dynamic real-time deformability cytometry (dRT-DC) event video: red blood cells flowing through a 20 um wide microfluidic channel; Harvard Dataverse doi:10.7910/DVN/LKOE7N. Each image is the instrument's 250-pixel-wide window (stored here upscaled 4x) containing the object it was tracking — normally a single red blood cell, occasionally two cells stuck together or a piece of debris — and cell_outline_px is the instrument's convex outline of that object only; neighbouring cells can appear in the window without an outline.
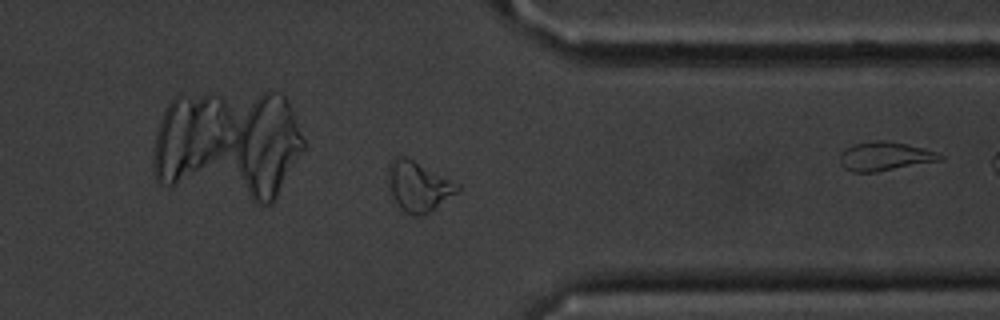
{"species": "common noctule bat (a hibernating species)", "species_latin": "Nyctalus noctula", "temperature_condition": "cold", "stored_images_in_passage": 46, "camera_frame_rate_fps": 3000, "um_per_image_px": 0.085, "animal": {"sex": "male", "body_mass_g": 20.1, "forearm_length_mm": 53.5}, "frame": {"image": 1, "passage_image": 33, "time_ms": 10.667, "image_size_px": [1000, 320], "cell_outline_px": [[460, 188], [456, 192], [424, 216], [416, 216], [400, 208], [392, 192], [388, 180], [388, 164], [392, 156], [404, 156], [460, 184]], "centroid_in_image_um": [35.55, 15.82], "position_along_channel_um": 375.9, "area_um2": 19.65}, "authors_computed_cell_mechanics": {"area_um2": 17.1955, "velocity_mm_per_s": 3.5804, "shape_relaxation_time_tau1_ms": 3.6493, "shape_relaxation_time_tau2_ms": 5.5469, "deformation_change_tau1": 0.1149, "deformation_change_tau2": 0.1614}}